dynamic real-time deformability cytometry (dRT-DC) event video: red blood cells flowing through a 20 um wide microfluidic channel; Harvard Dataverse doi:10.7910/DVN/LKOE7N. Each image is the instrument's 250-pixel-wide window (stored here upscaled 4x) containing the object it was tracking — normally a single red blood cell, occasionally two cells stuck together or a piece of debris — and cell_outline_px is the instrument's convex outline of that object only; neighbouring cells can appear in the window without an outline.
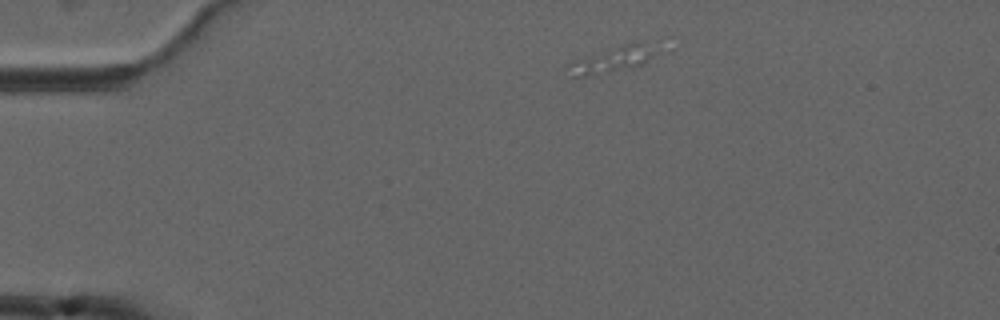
{"species": "common noctule bat (a hibernating species)", "species_latin": "Nyctalus noctula", "temperature_condition": "cold", "stored_images_in_passage": 2, "camera_frame_rate_fps": 3000, "um_per_image_px": 0.085, "animal": {"sex": "male", "forearm_length_mm": 52.5}, "frame": {"image": 1, "passage_image": 1, "time_ms": 0.0, "image_size_px": [1000, 320], "cell_outline_px": [[648, 60], [644, 64], [584, 76], [572, 76], [568, 64], [572, 60], [624, 44], [644, 40], [648, 44]], "centroid_in_image_um": [51.93, 5.05], "position_along_channel_um": 33.1, "area_um2": 12.14}}